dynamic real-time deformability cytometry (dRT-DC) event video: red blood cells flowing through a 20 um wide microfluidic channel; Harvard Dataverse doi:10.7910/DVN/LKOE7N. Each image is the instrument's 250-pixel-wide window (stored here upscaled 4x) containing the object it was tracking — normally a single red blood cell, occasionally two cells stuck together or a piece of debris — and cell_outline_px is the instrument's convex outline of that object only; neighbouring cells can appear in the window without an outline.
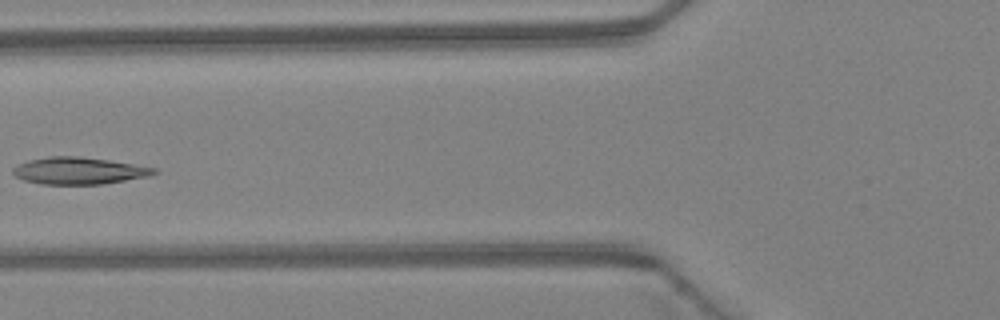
{"species": "Egyptian fruit bat (a non-hibernating species)", "species_latin": "Rousettus aegyptiacus", "temperature_condition": "warm", "stored_images_in_passage": 5, "camera_frame_rate_fps": 3000, "um_per_image_px": 0.085, "animal": {"sex": "female"}, "frame": {"image": 1, "passage_image": 5, "time_ms": 1.333, "image_size_px": [1000, 320], "cell_outline_px": [[160, 172], [148, 176], [104, 184], [40, 184], [24, 180], [16, 176], [12, 172], [12, 168], [28, 160], [52, 156], [76, 156], [108, 160], [156, 168]], "centroid_in_image_um": [6.71, 14.52], "position_along_channel_um": 119.1, "area_um2": 22.02}}